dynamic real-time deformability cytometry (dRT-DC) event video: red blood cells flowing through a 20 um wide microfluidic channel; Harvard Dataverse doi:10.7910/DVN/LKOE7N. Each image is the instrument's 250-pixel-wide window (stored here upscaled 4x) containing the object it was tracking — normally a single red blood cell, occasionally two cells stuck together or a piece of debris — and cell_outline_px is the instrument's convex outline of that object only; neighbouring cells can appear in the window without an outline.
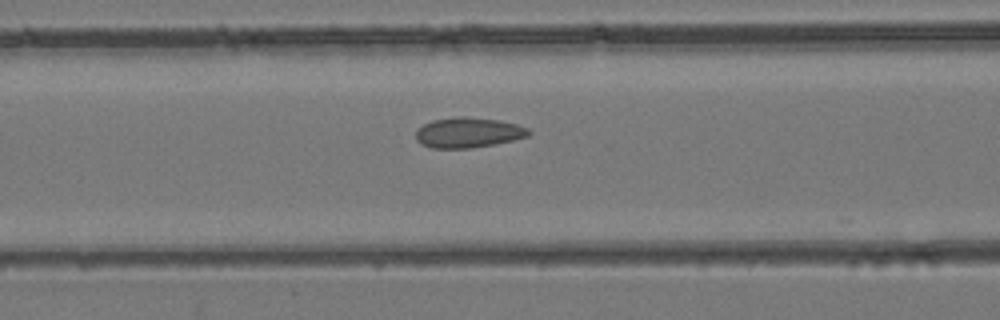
{"species": "common noctule bat (a hibernating species)", "species_latin": "Nyctalus noctula", "temperature_condition": "room temperature", "stored_images_in_passage": 23, "camera_frame_rate_fps": 3000, "um_per_image_px": 0.085, "animal": {"sex": "female", "body_mass_g": 24.6, "forearm_length_mm": 56.2}, "frame": {"image": 1, "passage_image": 19, "time_ms": 6.0, "image_size_px": [1000, 320], "cell_outline_px": [[532, 132], [528, 136], [512, 140], [472, 148], [432, 148], [420, 144], [416, 140], [416, 128], [432, 120], [456, 116], [464, 116], [500, 120], [516, 124], [528, 128]], "centroid_in_image_um": [39.77, 11.26], "position_along_channel_um": 126.8, "area_um2": 20.0}}
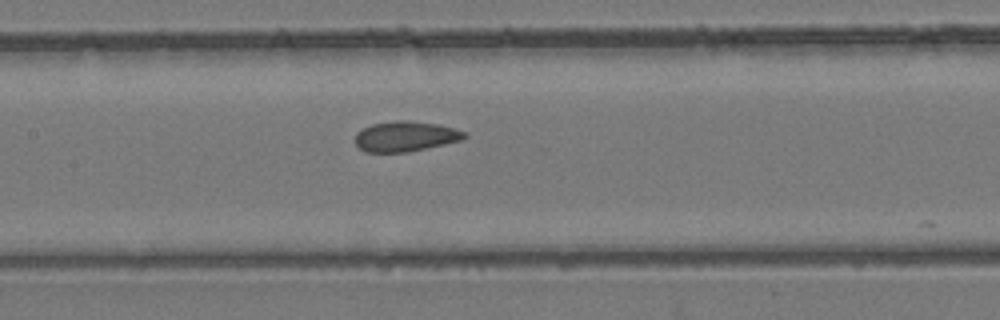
{"frame": {"image": 2, "passage_image": 22, "time_ms": 7.0, "image_size_px": [1000, 320], "cell_outline_px": [[468, 136], [460, 140], [444, 144], [408, 152], [364, 152], [356, 144], [356, 132], [372, 124], [396, 120], [404, 120], [436, 124], [468, 132]], "centroid_in_image_um": [34.46, 11.59], "position_along_channel_um": 172.9, "area_um2": 19.07}}